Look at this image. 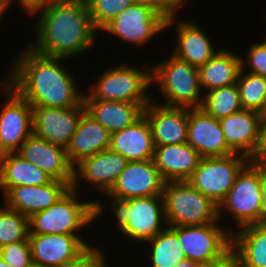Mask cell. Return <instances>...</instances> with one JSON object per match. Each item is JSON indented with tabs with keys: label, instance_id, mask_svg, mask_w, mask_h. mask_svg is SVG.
Instances as JSON below:
<instances>
[{
	"label": "cell",
	"instance_id": "cell-40",
	"mask_svg": "<svg viewBox=\"0 0 266 267\" xmlns=\"http://www.w3.org/2000/svg\"><path fill=\"white\" fill-rule=\"evenodd\" d=\"M259 179H260L262 198L265 208V222H266V162H259Z\"/></svg>",
	"mask_w": 266,
	"mask_h": 267
},
{
	"label": "cell",
	"instance_id": "cell-34",
	"mask_svg": "<svg viewBox=\"0 0 266 267\" xmlns=\"http://www.w3.org/2000/svg\"><path fill=\"white\" fill-rule=\"evenodd\" d=\"M91 21L99 32L119 13L135 3V0H85Z\"/></svg>",
	"mask_w": 266,
	"mask_h": 267
},
{
	"label": "cell",
	"instance_id": "cell-45",
	"mask_svg": "<svg viewBox=\"0 0 266 267\" xmlns=\"http://www.w3.org/2000/svg\"><path fill=\"white\" fill-rule=\"evenodd\" d=\"M11 4H0V19H2V15L5 13V10L10 6Z\"/></svg>",
	"mask_w": 266,
	"mask_h": 267
},
{
	"label": "cell",
	"instance_id": "cell-7",
	"mask_svg": "<svg viewBox=\"0 0 266 267\" xmlns=\"http://www.w3.org/2000/svg\"><path fill=\"white\" fill-rule=\"evenodd\" d=\"M151 84L149 65L144 69H137L122 63L103 71L88 94H84V99L149 104L152 97L146 90Z\"/></svg>",
	"mask_w": 266,
	"mask_h": 267
},
{
	"label": "cell",
	"instance_id": "cell-33",
	"mask_svg": "<svg viewBox=\"0 0 266 267\" xmlns=\"http://www.w3.org/2000/svg\"><path fill=\"white\" fill-rule=\"evenodd\" d=\"M29 218L5 205L0 206V248L19 241H29Z\"/></svg>",
	"mask_w": 266,
	"mask_h": 267
},
{
	"label": "cell",
	"instance_id": "cell-36",
	"mask_svg": "<svg viewBox=\"0 0 266 267\" xmlns=\"http://www.w3.org/2000/svg\"><path fill=\"white\" fill-rule=\"evenodd\" d=\"M101 248L87 245L76 257L64 261L58 267H108Z\"/></svg>",
	"mask_w": 266,
	"mask_h": 267
},
{
	"label": "cell",
	"instance_id": "cell-13",
	"mask_svg": "<svg viewBox=\"0 0 266 267\" xmlns=\"http://www.w3.org/2000/svg\"><path fill=\"white\" fill-rule=\"evenodd\" d=\"M85 112L84 103L71 108L32 106L33 133L67 148Z\"/></svg>",
	"mask_w": 266,
	"mask_h": 267
},
{
	"label": "cell",
	"instance_id": "cell-42",
	"mask_svg": "<svg viewBox=\"0 0 266 267\" xmlns=\"http://www.w3.org/2000/svg\"><path fill=\"white\" fill-rule=\"evenodd\" d=\"M50 1L52 0H24V10L29 13L35 7Z\"/></svg>",
	"mask_w": 266,
	"mask_h": 267
},
{
	"label": "cell",
	"instance_id": "cell-44",
	"mask_svg": "<svg viewBox=\"0 0 266 267\" xmlns=\"http://www.w3.org/2000/svg\"><path fill=\"white\" fill-rule=\"evenodd\" d=\"M175 267H198V263L190 260H185L178 263Z\"/></svg>",
	"mask_w": 266,
	"mask_h": 267
},
{
	"label": "cell",
	"instance_id": "cell-18",
	"mask_svg": "<svg viewBox=\"0 0 266 267\" xmlns=\"http://www.w3.org/2000/svg\"><path fill=\"white\" fill-rule=\"evenodd\" d=\"M35 267H58L76 257L87 245L80 235H28Z\"/></svg>",
	"mask_w": 266,
	"mask_h": 267
},
{
	"label": "cell",
	"instance_id": "cell-37",
	"mask_svg": "<svg viewBox=\"0 0 266 267\" xmlns=\"http://www.w3.org/2000/svg\"><path fill=\"white\" fill-rule=\"evenodd\" d=\"M250 45L246 58L241 57L242 69L247 65L249 67L247 72L266 78V46L262 42H254Z\"/></svg>",
	"mask_w": 266,
	"mask_h": 267
},
{
	"label": "cell",
	"instance_id": "cell-28",
	"mask_svg": "<svg viewBox=\"0 0 266 267\" xmlns=\"http://www.w3.org/2000/svg\"><path fill=\"white\" fill-rule=\"evenodd\" d=\"M241 70V56L228 49H220L198 68L201 90L210 91L236 84Z\"/></svg>",
	"mask_w": 266,
	"mask_h": 267
},
{
	"label": "cell",
	"instance_id": "cell-47",
	"mask_svg": "<svg viewBox=\"0 0 266 267\" xmlns=\"http://www.w3.org/2000/svg\"><path fill=\"white\" fill-rule=\"evenodd\" d=\"M0 267H12L6 261L0 258Z\"/></svg>",
	"mask_w": 266,
	"mask_h": 267
},
{
	"label": "cell",
	"instance_id": "cell-5",
	"mask_svg": "<svg viewBox=\"0 0 266 267\" xmlns=\"http://www.w3.org/2000/svg\"><path fill=\"white\" fill-rule=\"evenodd\" d=\"M109 197L113 199L110 209L117 220V227L126 238L144 243L164 230L162 226H167L163 196L130 199Z\"/></svg>",
	"mask_w": 266,
	"mask_h": 267
},
{
	"label": "cell",
	"instance_id": "cell-38",
	"mask_svg": "<svg viewBox=\"0 0 266 267\" xmlns=\"http://www.w3.org/2000/svg\"><path fill=\"white\" fill-rule=\"evenodd\" d=\"M198 267H239V261L231 248L222 258L209 263L198 264Z\"/></svg>",
	"mask_w": 266,
	"mask_h": 267
},
{
	"label": "cell",
	"instance_id": "cell-31",
	"mask_svg": "<svg viewBox=\"0 0 266 267\" xmlns=\"http://www.w3.org/2000/svg\"><path fill=\"white\" fill-rule=\"evenodd\" d=\"M201 109L217 120L242 110L237 84L205 92Z\"/></svg>",
	"mask_w": 266,
	"mask_h": 267
},
{
	"label": "cell",
	"instance_id": "cell-30",
	"mask_svg": "<svg viewBox=\"0 0 266 267\" xmlns=\"http://www.w3.org/2000/svg\"><path fill=\"white\" fill-rule=\"evenodd\" d=\"M146 241L150 246L151 267H175L186 260L178 235L169 227Z\"/></svg>",
	"mask_w": 266,
	"mask_h": 267
},
{
	"label": "cell",
	"instance_id": "cell-22",
	"mask_svg": "<svg viewBox=\"0 0 266 267\" xmlns=\"http://www.w3.org/2000/svg\"><path fill=\"white\" fill-rule=\"evenodd\" d=\"M70 188L66 182L52 180L40 186H14L4 195V205L31 217L57 202Z\"/></svg>",
	"mask_w": 266,
	"mask_h": 267
},
{
	"label": "cell",
	"instance_id": "cell-17",
	"mask_svg": "<svg viewBox=\"0 0 266 267\" xmlns=\"http://www.w3.org/2000/svg\"><path fill=\"white\" fill-rule=\"evenodd\" d=\"M187 143L202 158L234 154L227 145L219 120L201 108H188Z\"/></svg>",
	"mask_w": 266,
	"mask_h": 267
},
{
	"label": "cell",
	"instance_id": "cell-11",
	"mask_svg": "<svg viewBox=\"0 0 266 267\" xmlns=\"http://www.w3.org/2000/svg\"><path fill=\"white\" fill-rule=\"evenodd\" d=\"M170 228L178 235L186 260L198 264L222 258L232 248V231H225L219 222Z\"/></svg>",
	"mask_w": 266,
	"mask_h": 267
},
{
	"label": "cell",
	"instance_id": "cell-21",
	"mask_svg": "<svg viewBox=\"0 0 266 267\" xmlns=\"http://www.w3.org/2000/svg\"><path fill=\"white\" fill-rule=\"evenodd\" d=\"M260 121L259 112L246 109L219 120L228 148L234 154L255 160Z\"/></svg>",
	"mask_w": 266,
	"mask_h": 267
},
{
	"label": "cell",
	"instance_id": "cell-49",
	"mask_svg": "<svg viewBox=\"0 0 266 267\" xmlns=\"http://www.w3.org/2000/svg\"><path fill=\"white\" fill-rule=\"evenodd\" d=\"M10 0H0V4H11Z\"/></svg>",
	"mask_w": 266,
	"mask_h": 267
},
{
	"label": "cell",
	"instance_id": "cell-6",
	"mask_svg": "<svg viewBox=\"0 0 266 267\" xmlns=\"http://www.w3.org/2000/svg\"><path fill=\"white\" fill-rule=\"evenodd\" d=\"M162 196L169 227L220 222L218 205L187 181L165 182Z\"/></svg>",
	"mask_w": 266,
	"mask_h": 267
},
{
	"label": "cell",
	"instance_id": "cell-29",
	"mask_svg": "<svg viewBox=\"0 0 266 267\" xmlns=\"http://www.w3.org/2000/svg\"><path fill=\"white\" fill-rule=\"evenodd\" d=\"M239 229L232 233V250L239 267H266V222Z\"/></svg>",
	"mask_w": 266,
	"mask_h": 267
},
{
	"label": "cell",
	"instance_id": "cell-19",
	"mask_svg": "<svg viewBox=\"0 0 266 267\" xmlns=\"http://www.w3.org/2000/svg\"><path fill=\"white\" fill-rule=\"evenodd\" d=\"M154 145L187 143L188 108L167 107L151 101L144 109Z\"/></svg>",
	"mask_w": 266,
	"mask_h": 267
},
{
	"label": "cell",
	"instance_id": "cell-2",
	"mask_svg": "<svg viewBox=\"0 0 266 267\" xmlns=\"http://www.w3.org/2000/svg\"><path fill=\"white\" fill-rule=\"evenodd\" d=\"M14 59L5 82L31 106L71 108L84 103L76 79L60 64L63 58L46 57L28 47Z\"/></svg>",
	"mask_w": 266,
	"mask_h": 267
},
{
	"label": "cell",
	"instance_id": "cell-41",
	"mask_svg": "<svg viewBox=\"0 0 266 267\" xmlns=\"http://www.w3.org/2000/svg\"><path fill=\"white\" fill-rule=\"evenodd\" d=\"M136 2L149 3L157 7L161 12L167 16L175 14L162 0H135Z\"/></svg>",
	"mask_w": 266,
	"mask_h": 267
},
{
	"label": "cell",
	"instance_id": "cell-10",
	"mask_svg": "<svg viewBox=\"0 0 266 267\" xmlns=\"http://www.w3.org/2000/svg\"><path fill=\"white\" fill-rule=\"evenodd\" d=\"M167 17L152 4L135 2L102 30L140 47L165 30Z\"/></svg>",
	"mask_w": 266,
	"mask_h": 267
},
{
	"label": "cell",
	"instance_id": "cell-39",
	"mask_svg": "<svg viewBox=\"0 0 266 267\" xmlns=\"http://www.w3.org/2000/svg\"><path fill=\"white\" fill-rule=\"evenodd\" d=\"M255 161L266 162V118H261Z\"/></svg>",
	"mask_w": 266,
	"mask_h": 267
},
{
	"label": "cell",
	"instance_id": "cell-50",
	"mask_svg": "<svg viewBox=\"0 0 266 267\" xmlns=\"http://www.w3.org/2000/svg\"><path fill=\"white\" fill-rule=\"evenodd\" d=\"M265 38H266V36H265ZM262 43L266 46V39Z\"/></svg>",
	"mask_w": 266,
	"mask_h": 267
},
{
	"label": "cell",
	"instance_id": "cell-15",
	"mask_svg": "<svg viewBox=\"0 0 266 267\" xmlns=\"http://www.w3.org/2000/svg\"><path fill=\"white\" fill-rule=\"evenodd\" d=\"M16 152L23 159L38 166L53 180L66 182L70 187L72 186L74 166L67 157L66 148L32 133Z\"/></svg>",
	"mask_w": 266,
	"mask_h": 267
},
{
	"label": "cell",
	"instance_id": "cell-35",
	"mask_svg": "<svg viewBox=\"0 0 266 267\" xmlns=\"http://www.w3.org/2000/svg\"><path fill=\"white\" fill-rule=\"evenodd\" d=\"M0 258L12 267H35L29 241H19L1 247Z\"/></svg>",
	"mask_w": 266,
	"mask_h": 267
},
{
	"label": "cell",
	"instance_id": "cell-32",
	"mask_svg": "<svg viewBox=\"0 0 266 267\" xmlns=\"http://www.w3.org/2000/svg\"><path fill=\"white\" fill-rule=\"evenodd\" d=\"M245 70H241L236 83L242 109L260 113L266 98V78L249 72L246 73Z\"/></svg>",
	"mask_w": 266,
	"mask_h": 267
},
{
	"label": "cell",
	"instance_id": "cell-46",
	"mask_svg": "<svg viewBox=\"0 0 266 267\" xmlns=\"http://www.w3.org/2000/svg\"><path fill=\"white\" fill-rule=\"evenodd\" d=\"M260 116L261 118H266V98H265V101H264V104H263V108L260 112Z\"/></svg>",
	"mask_w": 266,
	"mask_h": 267
},
{
	"label": "cell",
	"instance_id": "cell-24",
	"mask_svg": "<svg viewBox=\"0 0 266 267\" xmlns=\"http://www.w3.org/2000/svg\"><path fill=\"white\" fill-rule=\"evenodd\" d=\"M110 139L111 133L89 113L85 112L66 148L70 163L75 166L83 158L109 149Z\"/></svg>",
	"mask_w": 266,
	"mask_h": 267
},
{
	"label": "cell",
	"instance_id": "cell-8",
	"mask_svg": "<svg viewBox=\"0 0 266 267\" xmlns=\"http://www.w3.org/2000/svg\"><path fill=\"white\" fill-rule=\"evenodd\" d=\"M226 210L235 219L237 228L265 223L259 161L250 160L238 173L234 185L218 206L219 221L222 220Z\"/></svg>",
	"mask_w": 266,
	"mask_h": 267
},
{
	"label": "cell",
	"instance_id": "cell-27",
	"mask_svg": "<svg viewBox=\"0 0 266 267\" xmlns=\"http://www.w3.org/2000/svg\"><path fill=\"white\" fill-rule=\"evenodd\" d=\"M52 180L47 173L23 159L17 152L0 155V189L3 194L14 186H40Z\"/></svg>",
	"mask_w": 266,
	"mask_h": 267
},
{
	"label": "cell",
	"instance_id": "cell-48",
	"mask_svg": "<svg viewBox=\"0 0 266 267\" xmlns=\"http://www.w3.org/2000/svg\"><path fill=\"white\" fill-rule=\"evenodd\" d=\"M11 2H12V4H13V2L15 1V0H10ZM17 1V0H16ZM18 3H19V5H20V7H22L23 8V11H24V0H18Z\"/></svg>",
	"mask_w": 266,
	"mask_h": 267
},
{
	"label": "cell",
	"instance_id": "cell-23",
	"mask_svg": "<svg viewBox=\"0 0 266 267\" xmlns=\"http://www.w3.org/2000/svg\"><path fill=\"white\" fill-rule=\"evenodd\" d=\"M154 146L153 161L165 182L187 181L202 159L188 143Z\"/></svg>",
	"mask_w": 266,
	"mask_h": 267
},
{
	"label": "cell",
	"instance_id": "cell-14",
	"mask_svg": "<svg viewBox=\"0 0 266 267\" xmlns=\"http://www.w3.org/2000/svg\"><path fill=\"white\" fill-rule=\"evenodd\" d=\"M165 181L153 159L128 161L116 183L105 195L121 199L162 196Z\"/></svg>",
	"mask_w": 266,
	"mask_h": 267
},
{
	"label": "cell",
	"instance_id": "cell-25",
	"mask_svg": "<svg viewBox=\"0 0 266 267\" xmlns=\"http://www.w3.org/2000/svg\"><path fill=\"white\" fill-rule=\"evenodd\" d=\"M154 148L151 129L145 115L127 128L111 133L109 149L121 154L128 161L151 160Z\"/></svg>",
	"mask_w": 266,
	"mask_h": 267
},
{
	"label": "cell",
	"instance_id": "cell-1",
	"mask_svg": "<svg viewBox=\"0 0 266 267\" xmlns=\"http://www.w3.org/2000/svg\"><path fill=\"white\" fill-rule=\"evenodd\" d=\"M37 12L40 18L35 25L36 42L27 46L34 52L68 59L79 57L95 43L98 31L92 24L85 0H52L28 14Z\"/></svg>",
	"mask_w": 266,
	"mask_h": 267
},
{
	"label": "cell",
	"instance_id": "cell-3",
	"mask_svg": "<svg viewBox=\"0 0 266 267\" xmlns=\"http://www.w3.org/2000/svg\"><path fill=\"white\" fill-rule=\"evenodd\" d=\"M78 189L70 187L64 195L49 208L29 217V235L73 234L98 219L103 212L100 201L81 202Z\"/></svg>",
	"mask_w": 266,
	"mask_h": 267
},
{
	"label": "cell",
	"instance_id": "cell-20",
	"mask_svg": "<svg viewBox=\"0 0 266 267\" xmlns=\"http://www.w3.org/2000/svg\"><path fill=\"white\" fill-rule=\"evenodd\" d=\"M176 14L170 15L166 20V28L176 25L177 43L175 50L171 53L176 58L188 62L190 65L199 68L211 59L218 51L212 44L211 39L200 25L195 21L179 20L175 22ZM178 44V45H177Z\"/></svg>",
	"mask_w": 266,
	"mask_h": 267
},
{
	"label": "cell",
	"instance_id": "cell-12",
	"mask_svg": "<svg viewBox=\"0 0 266 267\" xmlns=\"http://www.w3.org/2000/svg\"><path fill=\"white\" fill-rule=\"evenodd\" d=\"M1 82L6 100L0 112V155L16 152L33 133L32 106L5 80Z\"/></svg>",
	"mask_w": 266,
	"mask_h": 267
},
{
	"label": "cell",
	"instance_id": "cell-43",
	"mask_svg": "<svg viewBox=\"0 0 266 267\" xmlns=\"http://www.w3.org/2000/svg\"><path fill=\"white\" fill-rule=\"evenodd\" d=\"M175 14L178 9L186 4V0H162Z\"/></svg>",
	"mask_w": 266,
	"mask_h": 267
},
{
	"label": "cell",
	"instance_id": "cell-26",
	"mask_svg": "<svg viewBox=\"0 0 266 267\" xmlns=\"http://www.w3.org/2000/svg\"><path fill=\"white\" fill-rule=\"evenodd\" d=\"M84 104L86 112L110 133L134 124L144 115V109L149 105L98 99H84Z\"/></svg>",
	"mask_w": 266,
	"mask_h": 267
},
{
	"label": "cell",
	"instance_id": "cell-9",
	"mask_svg": "<svg viewBox=\"0 0 266 267\" xmlns=\"http://www.w3.org/2000/svg\"><path fill=\"white\" fill-rule=\"evenodd\" d=\"M249 161L240 154L204 157L187 182L219 206L234 185L238 173Z\"/></svg>",
	"mask_w": 266,
	"mask_h": 267
},
{
	"label": "cell",
	"instance_id": "cell-16",
	"mask_svg": "<svg viewBox=\"0 0 266 267\" xmlns=\"http://www.w3.org/2000/svg\"><path fill=\"white\" fill-rule=\"evenodd\" d=\"M127 163L128 160L125 157L110 149L83 158L74 166V180L71 187L77 190L78 179L81 177L91 186L106 194L116 183Z\"/></svg>",
	"mask_w": 266,
	"mask_h": 267
},
{
	"label": "cell",
	"instance_id": "cell-4",
	"mask_svg": "<svg viewBox=\"0 0 266 267\" xmlns=\"http://www.w3.org/2000/svg\"><path fill=\"white\" fill-rule=\"evenodd\" d=\"M152 84H158L167 107L200 108L203 102L199 71L171 54L166 61L151 66Z\"/></svg>",
	"mask_w": 266,
	"mask_h": 267
}]
</instances>
